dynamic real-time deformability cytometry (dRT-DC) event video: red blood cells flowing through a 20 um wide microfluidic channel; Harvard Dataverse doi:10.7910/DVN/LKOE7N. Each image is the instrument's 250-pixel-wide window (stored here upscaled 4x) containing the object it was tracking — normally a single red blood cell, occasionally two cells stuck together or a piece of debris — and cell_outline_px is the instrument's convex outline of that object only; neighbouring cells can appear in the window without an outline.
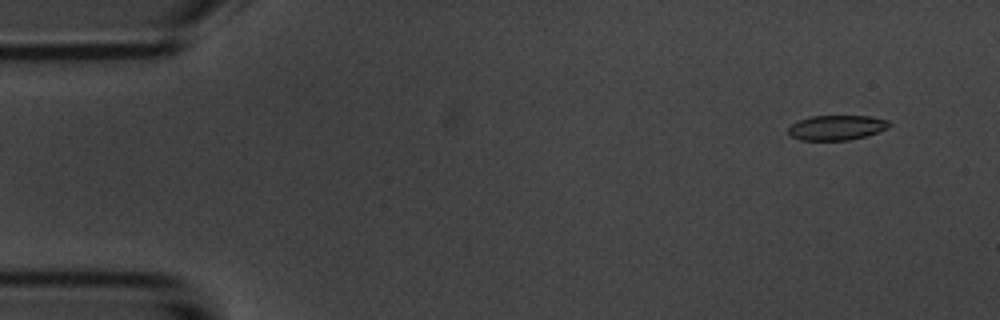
{"species": "common noctule bat (a hibernating species)", "species_latin": "Nyctalus noctula", "temperature_condition": "room temperature", "stored_images_in_passage": 14, "camera_frame_rate_fps": 3000, "um_per_image_px": 0.085, "animal": {"sex": "male", "body_mass_g": 20.1, "forearm_length_mm": 53.5}, "frame": {"image": 1, "passage_image": 1, "time_ms": 0.0, "image_size_px": [1000, 320], "cell_outline_px": [[892, 124], [888, 128], [880, 132], [848, 140], [800, 140], [792, 136], [788, 132], [788, 128], [792, 124], [800, 120], [812, 116], [872, 116], [888, 120]], "centroid_in_image_um": [71.16, 10.84], "position_along_channel_um": 13.8, "area_um2": 14.62}}
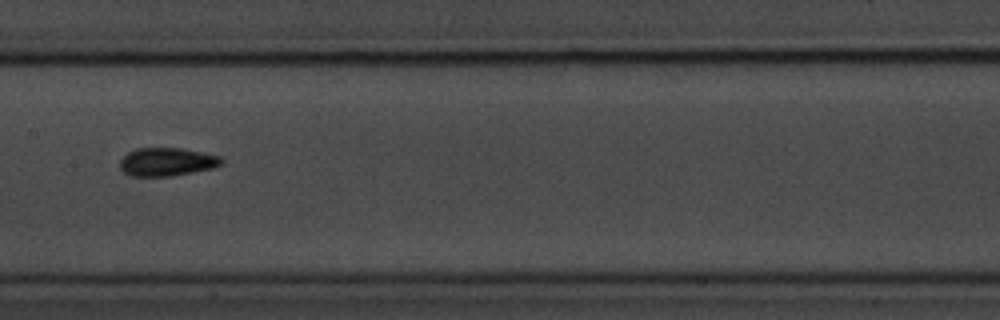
{"frame": {"image": 2, "passage_image": 7, "time_ms": 7.667, "image_size_px": [1000, 320], "cell_outline_px": [[224, 164], [212, 168], [192, 172], [168, 176], [132, 176], [124, 172], [120, 168], [120, 160], [128, 152], [136, 148], [180, 148], [220, 156], [224, 160]], "centroid_in_image_um": [14.19, 13.75], "position_along_channel_um": 193.2, "area_um2": 16.65}, "authors_computed_cell_mechanics": {"area_um2": 15.7505, "velocity_mm_per_s": 3.6878, "shape_relaxation_time_tau1_ms": 1.9711, "shape_relaxation_time_tau2_ms": null, "deformation_change_tau1": 0.0798, "deformation_change_tau2": null}}